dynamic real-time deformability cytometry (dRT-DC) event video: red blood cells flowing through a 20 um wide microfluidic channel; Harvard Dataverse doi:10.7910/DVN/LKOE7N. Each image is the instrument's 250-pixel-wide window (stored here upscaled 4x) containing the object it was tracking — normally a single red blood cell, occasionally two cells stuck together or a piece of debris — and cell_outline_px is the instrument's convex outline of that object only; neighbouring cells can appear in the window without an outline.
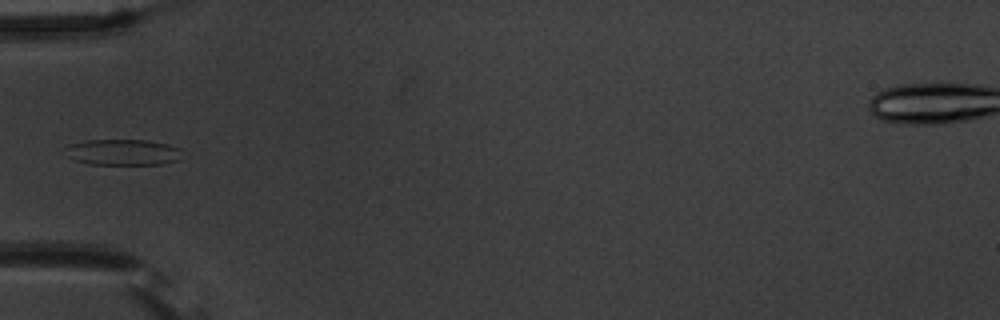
{"species": "common noctule bat (a hibernating species)", "species_latin": "Nyctalus noctula", "temperature_condition": "warm", "stored_images_in_passage": 7, "camera_frame_rate_fps": 3000, "um_per_image_px": 0.085, "animal": {"sex": "male", "body_mass_g": 20.1, "forearm_length_mm": 53.5}, "frame": {"image": 1, "passage_image": 1, "time_ms": 0.0, "image_size_px": [1000, 320], "cell_outline_px": [[180, 160], [160, 164], [88, 164], [76, 160], [68, 156], [64, 148], [68, 144], [88, 140], [148, 140], [168, 144], [180, 148]], "centroid_in_image_um": [10.44, 12.93], "position_along_channel_um": 74.6, "area_um2": 17.69}}
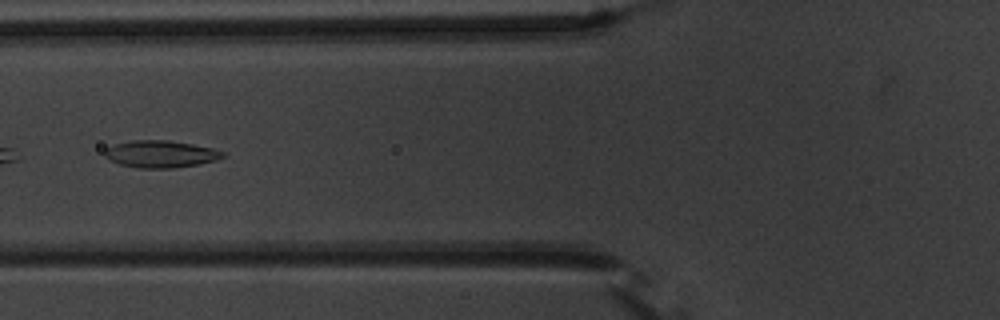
{"frame": {"image": 2, "passage_image": 4, "time_ms": 1.0, "image_size_px": [1000, 320], "cell_outline_px": [[228, 156], [216, 160], [196, 164], [172, 168], [140, 168], [120, 164], [108, 160], [104, 156], [104, 152], [108, 148], [116, 144], [132, 140], [168, 140], [192, 144], [212, 148], [224, 152]], "centroid_in_image_um": [13.66, 13.09], "position_along_channel_um": 112.1, "area_um2": 18.55}}